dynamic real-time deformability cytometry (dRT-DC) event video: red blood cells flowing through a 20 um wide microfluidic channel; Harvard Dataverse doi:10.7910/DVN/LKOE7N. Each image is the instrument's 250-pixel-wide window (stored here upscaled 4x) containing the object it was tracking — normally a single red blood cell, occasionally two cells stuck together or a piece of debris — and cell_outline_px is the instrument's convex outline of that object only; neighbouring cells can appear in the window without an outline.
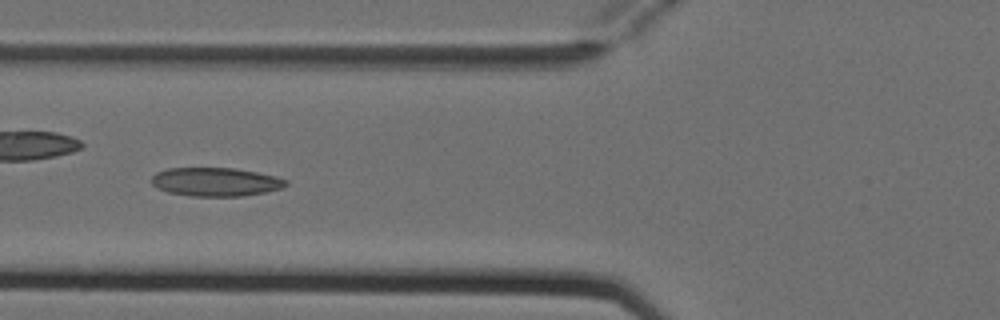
{"species": "Egyptian fruit bat (a non-hibernating species)", "species_latin": "Rousettus aegyptiacus", "temperature_condition": "cold", "stored_images_in_passage": 6, "camera_frame_rate_fps": 3000, "um_per_image_px": 0.085, "animal": {"sex": "female"}, "frame": {"image": 1, "passage_image": 5, "time_ms": 1.333, "image_size_px": [1000, 320], "cell_outline_px": [[288, 184], [284, 188], [244, 196], [192, 196], [168, 192], [156, 188], [152, 184], [152, 176], [156, 172], [168, 168], [236, 168], [276, 176], [288, 180]], "centroid_in_image_um": [18.34, 15.46], "position_along_channel_um": 107.5, "area_um2": 22.54}}
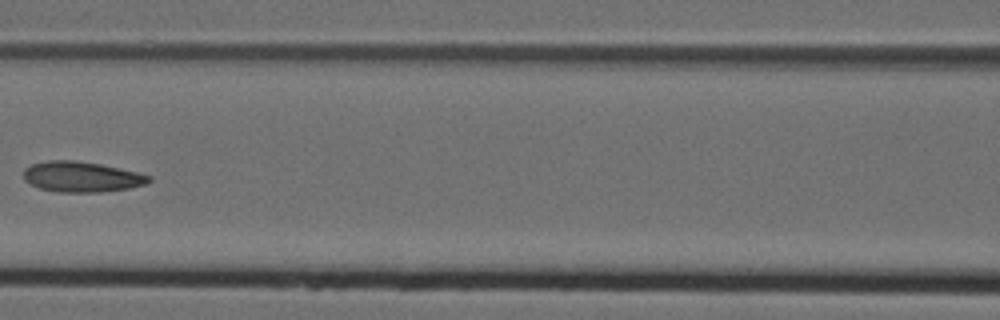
{"frame": {"image": 2, "passage_image": 6, "time_ms": 1.667, "image_size_px": [1000, 320], "cell_outline_px": [[152, 180], [148, 184], [128, 188], [100, 192], [56, 192], [40, 188], [24, 180], [24, 168], [32, 164], [48, 160], [76, 160], [100, 164], [136, 172], [152, 176]], "centroid_in_image_um": [6.94, 15.03], "position_along_channel_um": 159.7, "area_um2": 22.25}}